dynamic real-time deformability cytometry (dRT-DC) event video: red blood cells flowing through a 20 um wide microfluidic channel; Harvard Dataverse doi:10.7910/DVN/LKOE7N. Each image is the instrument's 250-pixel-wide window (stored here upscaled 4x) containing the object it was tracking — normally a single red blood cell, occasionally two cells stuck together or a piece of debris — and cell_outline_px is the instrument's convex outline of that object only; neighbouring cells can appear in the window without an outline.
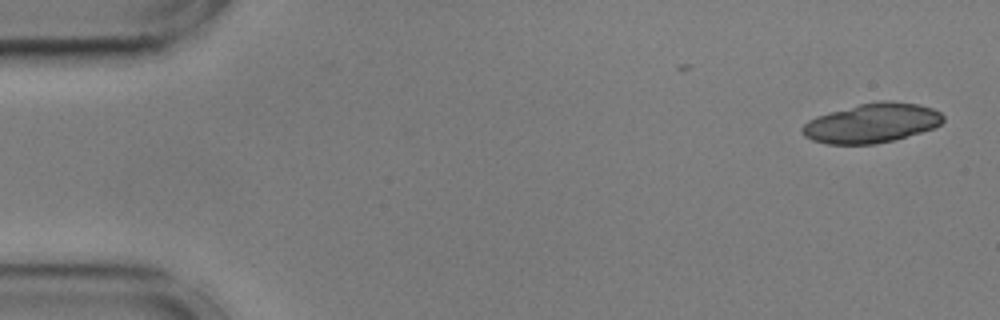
{"species": "common noctule bat (a hibernating species)", "species_latin": "Nyctalus noctula", "temperature_condition": "cold", "stored_images_in_passage": 27, "camera_frame_rate_fps": 3000, "um_per_image_px": 0.085, "animal": {"sex": "male", "body_mass_g": 17.9, "forearm_length_mm": 54.2}, "frame": {"image": 1, "passage_image": 1, "time_ms": 0.0, "image_size_px": [1000, 320], "cell_outline_px": [[944, 120], [940, 124], [932, 128], [920, 132], [892, 140], [876, 144], [824, 144], [812, 140], [804, 136], [800, 132], [800, 128], [808, 120], [816, 116], [828, 112], [860, 104], [880, 100], [888, 100], [920, 104], [932, 108], [940, 112], [944, 116]], "centroid_in_image_um": [74.06, 10.45], "position_along_channel_um": 10.9, "area_um2": 32.48}}